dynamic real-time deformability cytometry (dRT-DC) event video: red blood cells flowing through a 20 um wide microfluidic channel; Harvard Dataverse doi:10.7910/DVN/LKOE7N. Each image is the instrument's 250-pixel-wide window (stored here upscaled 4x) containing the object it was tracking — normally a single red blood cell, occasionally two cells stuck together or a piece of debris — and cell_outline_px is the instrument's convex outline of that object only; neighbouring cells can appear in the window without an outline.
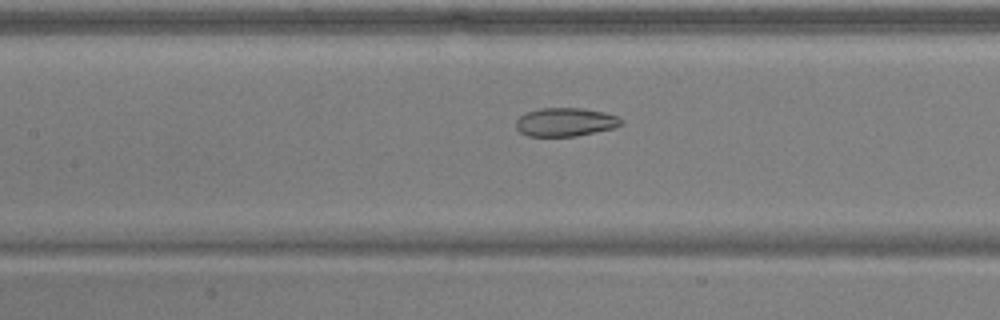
{"species": "common noctule bat (a hibernating species)", "species_latin": "Nyctalus noctula", "temperature_condition": "warm", "stored_images_in_passage": 52, "camera_frame_rate_fps": 3000, "um_per_image_px": 0.085, "animal": {"sex": "male", "body_mass_g": 17.9, "forearm_length_mm": 54.2}, "frame": {"image": 1, "passage_image": 24, "time_ms": 7.667, "image_size_px": [1000, 320], "cell_outline_px": [[624, 124], [616, 128], [576, 136], [528, 136], [520, 132], [516, 128], [516, 120], [520, 116], [528, 112], [540, 108], [580, 108], [604, 112], [616, 116], [624, 120]], "centroid_in_image_um": [48.09, 10.38], "position_along_channel_um": 159.3, "area_um2": 17.57}}
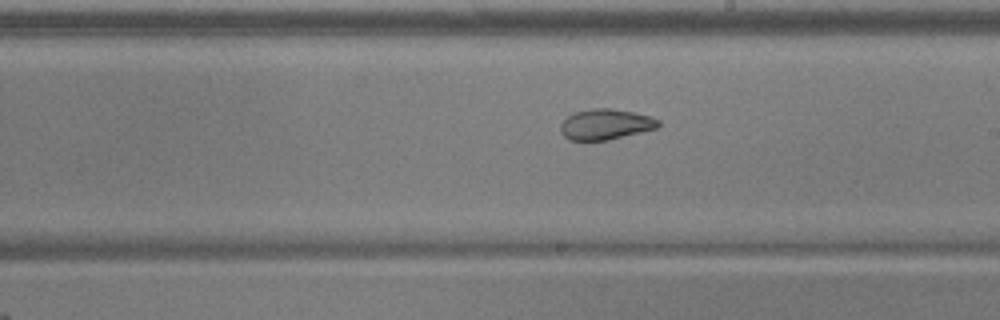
{"frame": {"image": 2, "passage_image": 30, "time_ms": 9.667, "image_size_px": [1000, 320], "cell_outline_px": [[660, 124], [656, 128], [608, 140], [568, 140], [560, 132], [560, 124], [572, 112], [592, 108], [612, 108], [652, 116], [660, 120]], "centroid_in_image_um": [51.45, 10.56], "position_along_channel_um": 237.6, "area_um2": 17.51}}
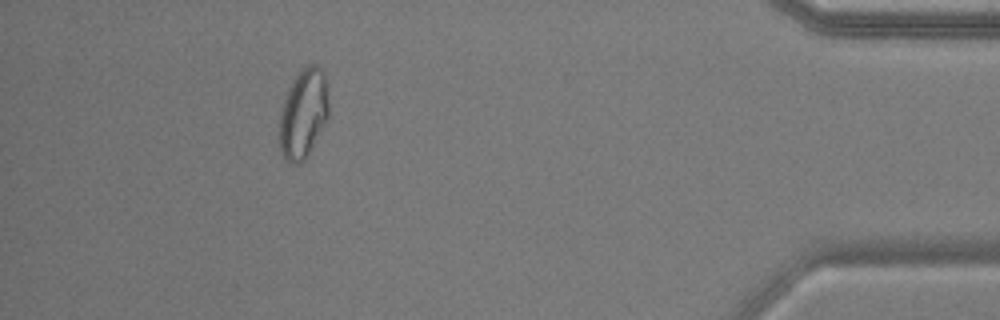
{"frame": {"image": 3, "passage_image": 47, "time_ms": 15.333, "image_size_px": [1000, 320], "cell_outline_px": [[328, 116], [304, 160], [300, 164], [292, 164], [280, 152], [280, 116], [284, 100], [288, 88], [292, 80], [308, 64], [316, 64], [324, 72], [328, 80]], "centroid_in_image_um": [25.8, 9.61], "position_along_channel_um": 409.4, "area_um2": 25.37}, "authors_computed_cell_mechanics": {"area_um2": 23.6113, "velocity_mm_per_s": 3.9199, "shape_relaxation_time_tau1_ms": null, "shape_relaxation_time_tau2_ms": 1.6194, "deformation_change_tau1": null, "deformation_change_tau2": 0.0656}}